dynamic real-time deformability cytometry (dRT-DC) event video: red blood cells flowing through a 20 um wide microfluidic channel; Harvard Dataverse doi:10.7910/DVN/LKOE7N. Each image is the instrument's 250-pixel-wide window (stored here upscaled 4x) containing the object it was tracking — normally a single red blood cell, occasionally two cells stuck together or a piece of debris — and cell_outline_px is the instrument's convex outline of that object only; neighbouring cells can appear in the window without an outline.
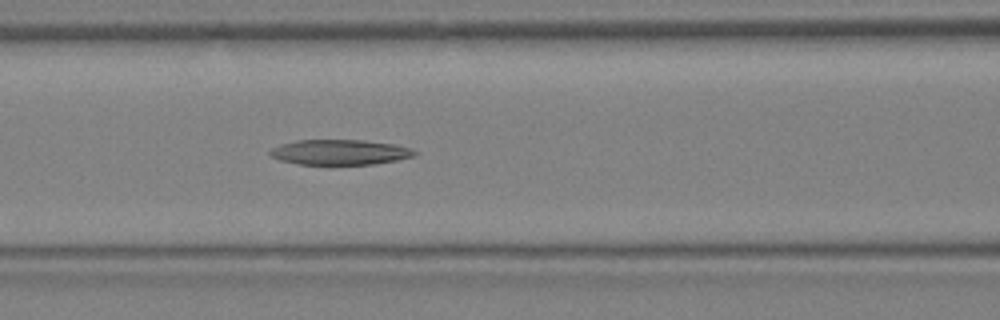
{"species": "Egyptian fruit bat (a non-hibernating species)", "species_latin": "Rousettus aegyptiacus", "temperature_condition": "warm", "stored_images_in_passage": 12, "camera_frame_rate_fps": 3000, "um_per_image_px": 0.085, "animal": {"sex": "female"}, "frame": {"image": 1, "passage_image": 12, "time_ms": 3.667, "image_size_px": [1000, 320], "cell_outline_px": [[416, 156], [396, 160], [372, 164], [328, 168], [296, 164], [280, 160], [272, 156], [268, 152], [272, 148], [280, 144], [296, 140], [364, 140], [396, 144], [412, 148], [416, 152]], "centroid_in_image_um": [28.87, 12.98], "position_along_channel_um": 137.7, "area_um2": 22.37}}